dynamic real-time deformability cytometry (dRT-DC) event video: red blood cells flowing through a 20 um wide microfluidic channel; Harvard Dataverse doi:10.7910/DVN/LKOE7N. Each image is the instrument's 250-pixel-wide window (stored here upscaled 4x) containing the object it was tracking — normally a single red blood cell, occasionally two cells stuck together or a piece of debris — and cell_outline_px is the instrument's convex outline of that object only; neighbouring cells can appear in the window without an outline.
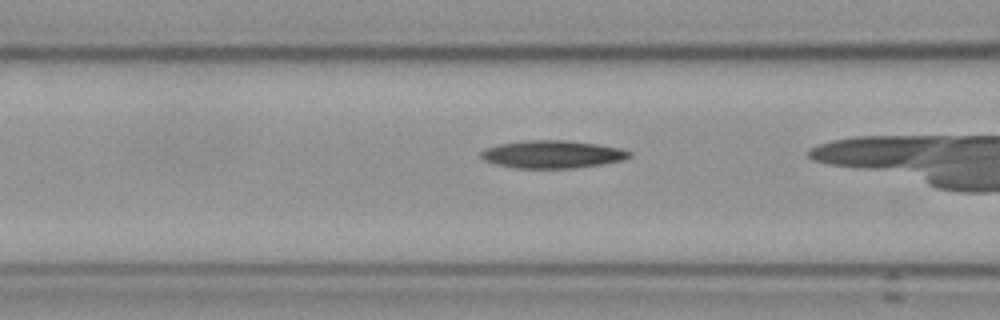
{"species": "Egyptian fruit bat (a non-hibernating species)", "species_latin": "Rousettus aegyptiacus", "temperature_condition": "cold", "stored_images_in_passage": 26, "camera_frame_rate_fps": 3000, "um_per_image_px": 0.085, "frame": {"image": 1, "passage_image": 5, "time_ms": 1.333, "image_size_px": [1000, 320], "cell_outline_px": [[632, 156], [620, 160], [600, 164], [572, 168], [516, 168], [496, 164], [484, 160], [480, 156], [480, 152], [484, 148], [500, 144], [524, 140], [568, 140], [596, 144], [620, 148], [632, 152]], "centroid_in_image_um": [46.91, 13.11], "position_along_channel_um": 119.7, "area_um2": 23.87}}